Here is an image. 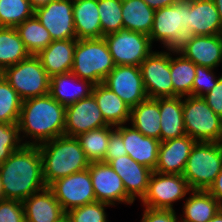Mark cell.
Instances as JSON below:
<instances>
[{"label":"cell","instance_id":"cell-1","mask_svg":"<svg viewBox=\"0 0 222 222\" xmlns=\"http://www.w3.org/2000/svg\"><path fill=\"white\" fill-rule=\"evenodd\" d=\"M65 110L49 93L23 100L18 121L22 143L38 146L64 135Z\"/></svg>","mask_w":222,"mask_h":222},{"label":"cell","instance_id":"cell-2","mask_svg":"<svg viewBox=\"0 0 222 222\" xmlns=\"http://www.w3.org/2000/svg\"><path fill=\"white\" fill-rule=\"evenodd\" d=\"M0 178L4 199L23 202L46 187L38 146L23 145L1 165Z\"/></svg>","mask_w":222,"mask_h":222},{"label":"cell","instance_id":"cell-3","mask_svg":"<svg viewBox=\"0 0 222 222\" xmlns=\"http://www.w3.org/2000/svg\"><path fill=\"white\" fill-rule=\"evenodd\" d=\"M46 186L55 180L88 169L83 149L76 137L58 136L38 145Z\"/></svg>","mask_w":222,"mask_h":222},{"label":"cell","instance_id":"cell-4","mask_svg":"<svg viewBox=\"0 0 222 222\" xmlns=\"http://www.w3.org/2000/svg\"><path fill=\"white\" fill-rule=\"evenodd\" d=\"M115 66L103 37L77 40L71 69L76 77L96 85L103 83Z\"/></svg>","mask_w":222,"mask_h":222},{"label":"cell","instance_id":"cell-5","mask_svg":"<svg viewBox=\"0 0 222 222\" xmlns=\"http://www.w3.org/2000/svg\"><path fill=\"white\" fill-rule=\"evenodd\" d=\"M222 170V143L196 142L188 157L183 177L191 190H208Z\"/></svg>","mask_w":222,"mask_h":222},{"label":"cell","instance_id":"cell-6","mask_svg":"<svg viewBox=\"0 0 222 222\" xmlns=\"http://www.w3.org/2000/svg\"><path fill=\"white\" fill-rule=\"evenodd\" d=\"M188 36V0L155 10L149 34L151 43L159 41L166 50H177Z\"/></svg>","mask_w":222,"mask_h":222},{"label":"cell","instance_id":"cell-7","mask_svg":"<svg viewBox=\"0 0 222 222\" xmlns=\"http://www.w3.org/2000/svg\"><path fill=\"white\" fill-rule=\"evenodd\" d=\"M183 121L186 135L196 142H221L222 118L202 97H183Z\"/></svg>","mask_w":222,"mask_h":222},{"label":"cell","instance_id":"cell-8","mask_svg":"<svg viewBox=\"0 0 222 222\" xmlns=\"http://www.w3.org/2000/svg\"><path fill=\"white\" fill-rule=\"evenodd\" d=\"M1 75L22 100L49 93L50 77L37 55H30L19 63L6 67Z\"/></svg>","mask_w":222,"mask_h":222},{"label":"cell","instance_id":"cell-9","mask_svg":"<svg viewBox=\"0 0 222 222\" xmlns=\"http://www.w3.org/2000/svg\"><path fill=\"white\" fill-rule=\"evenodd\" d=\"M103 38L116 66H140L153 52L150 37L143 33L121 29Z\"/></svg>","mask_w":222,"mask_h":222},{"label":"cell","instance_id":"cell-10","mask_svg":"<svg viewBox=\"0 0 222 222\" xmlns=\"http://www.w3.org/2000/svg\"><path fill=\"white\" fill-rule=\"evenodd\" d=\"M191 188L183 175L161 174L153 171L142 206L152 209L174 210L173 203L190 194Z\"/></svg>","mask_w":222,"mask_h":222},{"label":"cell","instance_id":"cell-11","mask_svg":"<svg viewBox=\"0 0 222 222\" xmlns=\"http://www.w3.org/2000/svg\"><path fill=\"white\" fill-rule=\"evenodd\" d=\"M168 51H153L139 66L144 89L150 99L173 97Z\"/></svg>","mask_w":222,"mask_h":222},{"label":"cell","instance_id":"cell-12","mask_svg":"<svg viewBox=\"0 0 222 222\" xmlns=\"http://www.w3.org/2000/svg\"><path fill=\"white\" fill-rule=\"evenodd\" d=\"M48 187L65 212L96 202L89 169L59 178Z\"/></svg>","mask_w":222,"mask_h":222},{"label":"cell","instance_id":"cell-13","mask_svg":"<svg viewBox=\"0 0 222 222\" xmlns=\"http://www.w3.org/2000/svg\"><path fill=\"white\" fill-rule=\"evenodd\" d=\"M89 173L96 201L105 202L112 206L117 203L131 205L134 200L126 193L121 177L104 162H91Z\"/></svg>","mask_w":222,"mask_h":222},{"label":"cell","instance_id":"cell-14","mask_svg":"<svg viewBox=\"0 0 222 222\" xmlns=\"http://www.w3.org/2000/svg\"><path fill=\"white\" fill-rule=\"evenodd\" d=\"M34 15L48 30L53 41L76 39L73 0H54L37 8Z\"/></svg>","mask_w":222,"mask_h":222},{"label":"cell","instance_id":"cell-15","mask_svg":"<svg viewBox=\"0 0 222 222\" xmlns=\"http://www.w3.org/2000/svg\"><path fill=\"white\" fill-rule=\"evenodd\" d=\"M103 84L116 93L130 108L148 98L139 66L117 65L106 76Z\"/></svg>","mask_w":222,"mask_h":222},{"label":"cell","instance_id":"cell-16","mask_svg":"<svg viewBox=\"0 0 222 222\" xmlns=\"http://www.w3.org/2000/svg\"><path fill=\"white\" fill-rule=\"evenodd\" d=\"M109 126L91 94L66 107L64 135L77 137L81 133Z\"/></svg>","mask_w":222,"mask_h":222},{"label":"cell","instance_id":"cell-17","mask_svg":"<svg viewBox=\"0 0 222 222\" xmlns=\"http://www.w3.org/2000/svg\"><path fill=\"white\" fill-rule=\"evenodd\" d=\"M177 51L198 66L216 69L222 63V34L189 35Z\"/></svg>","mask_w":222,"mask_h":222},{"label":"cell","instance_id":"cell-18","mask_svg":"<svg viewBox=\"0 0 222 222\" xmlns=\"http://www.w3.org/2000/svg\"><path fill=\"white\" fill-rule=\"evenodd\" d=\"M115 129L122 135L127 155L138 164L154 171L158 162L161 141L153 137L144 136L132 125L129 127L123 124L116 126Z\"/></svg>","mask_w":222,"mask_h":222},{"label":"cell","instance_id":"cell-19","mask_svg":"<svg viewBox=\"0 0 222 222\" xmlns=\"http://www.w3.org/2000/svg\"><path fill=\"white\" fill-rule=\"evenodd\" d=\"M110 167L121 177L126 193L135 201L142 200L148 190L152 170L134 161L129 155L111 160Z\"/></svg>","mask_w":222,"mask_h":222},{"label":"cell","instance_id":"cell-20","mask_svg":"<svg viewBox=\"0 0 222 222\" xmlns=\"http://www.w3.org/2000/svg\"><path fill=\"white\" fill-rule=\"evenodd\" d=\"M195 143L196 141L188 135L161 142L154 171L161 174L182 175Z\"/></svg>","mask_w":222,"mask_h":222},{"label":"cell","instance_id":"cell-21","mask_svg":"<svg viewBox=\"0 0 222 222\" xmlns=\"http://www.w3.org/2000/svg\"><path fill=\"white\" fill-rule=\"evenodd\" d=\"M222 22L213 0H188V36L221 35Z\"/></svg>","mask_w":222,"mask_h":222},{"label":"cell","instance_id":"cell-22","mask_svg":"<svg viewBox=\"0 0 222 222\" xmlns=\"http://www.w3.org/2000/svg\"><path fill=\"white\" fill-rule=\"evenodd\" d=\"M22 203L26 222H56L66 214L48 186Z\"/></svg>","mask_w":222,"mask_h":222},{"label":"cell","instance_id":"cell-23","mask_svg":"<svg viewBox=\"0 0 222 222\" xmlns=\"http://www.w3.org/2000/svg\"><path fill=\"white\" fill-rule=\"evenodd\" d=\"M71 85L74 87L73 90ZM93 86L94 84L90 81L78 78L72 72H67L50 78L49 94L67 107L89 97L92 94Z\"/></svg>","mask_w":222,"mask_h":222},{"label":"cell","instance_id":"cell-24","mask_svg":"<svg viewBox=\"0 0 222 222\" xmlns=\"http://www.w3.org/2000/svg\"><path fill=\"white\" fill-rule=\"evenodd\" d=\"M76 42L77 39L52 41L37 55L50 78L71 72Z\"/></svg>","mask_w":222,"mask_h":222},{"label":"cell","instance_id":"cell-25","mask_svg":"<svg viewBox=\"0 0 222 222\" xmlns=\"http://www.w3.org/2000/svg\"><path fill=\"white\" fill-rule=\"evenodd\" d=\"M92 95L108 125L119 126L130 121L131 108L103 83L93 86Z\"/></svg>","mask_w":222,"mask_h":222},{"label":"cell","instance_id":"cell-26","mask_svg":"<svg viewBox=\"0 0 222 222\" xmlns=\"http://www.w3.org/2000/svg\"><path fill=\"white\" fill-rule=\"evenodd\" d=\"M76 39L102 38L98 0H73Z\"/></svg>","mask_w":222,"mask_h":222},{"label":"cell","instance_id":"cell-27","mask_svg":"<svg viewBox=\"0 0 222 222\" xmlns=\"http://www.w3.org/2000/svg\"><path fill=\"white\" fill-rule=\"evenodd\" d=\"M160 141L186 135L183 121V97L159 98Z\"/></svg>","mask_w":222,"mask_h":222},{"label":"cell","instance_id":"cell-28","mask_svg":"<svg viewBox=\"0 0 222 222\" xmlns=\"http://www.w3.org/2000/svg\"><path fill=\"white\" fill-rule=\"evenodd\" d=\"M190 194L186 197L180 222H207L222 208L207 190H191Z\"/></svg>","mask_w":222,"mask_h":222},{"label":"cell","instance_id":"cell-29","mask_svg":"<svg viewBox=\"0 0 222 222\" xmlns=\"http://www.w3.org/2000/svg\"><path fill=\"white\" fill-rule=\"evenodd\" d=\"M130 123L144 136L160 140L159 98H147L131 108Z\"/></svg>","mask_w":222,"mask_h":222},{"label":"cell","instance_id":"cell-30","mask_svg":"<svg viewBox=\"0 0 222 222\" xmlns=\"http://www.w3.org/2000/svg\"><path fill=\"white\" fill-rule=\"evenodd\" d=\"M154 13L143 0H122L123 29L143 33L149 36Z\"/></svg>","mask_w":222,"mask_h":222},{"label":"cell","instance_id":"cell-31","mask_svg":"<svg viewBox=\"0 0 222 222\" xmlns=\"http://www.w3.org/2000/svg\"><path fill=\"white\" fill-rule=\"evenodd\" d=\"M172 54H176L175 58L171 56ZM170 72L173 83V97L192 96V85L196 76V64L186 59L177 50H170Z\"/></svg>","mask_w":222,"mask_h":222},{"label":"cell","instance_id":"cell-32","mask_svg":"<svg viewBox=\"0 0 222 222\" xmlns=\"http://www.w3.org/2000/svg\"><path fill=\"white\" fill-rule=\"evenodd\" d=\"M30 56L15 27H0V72Z\"/></svg>","mask_w":222,"mask_h":222},{"label":"cell","instance_id":"cell-33","mask_svg":"<svg viewBox=\"0 0 222 222\" xmlns=\"http://www.w3.org/2000/svg\"><path fill=\"white\" fill-rule=\"evenodd\" d=\"M15 28L30 55H38L53 41L48 30L35 15Z\"/></svg>","mask_w":222,"mask_h":222},{"label":"cell","instance_id":"cell-34","mask_svg":"<svg viewBox=\"0 0 222 222\" xmlns=\"http://www.w3.org/2000/svg\"><path fill=\"white\" fill-rule=\"evenodd\" d=\"M114 129V126L109 125L81 133L76 137L90 163L104 161L109 138Z\"/></svg>","mask_w":222,"mask_h":222},{"label":"cell","instance_id":"cell-35","mask_svg":"<svg viewBox=\"0 0 222 222\" xmlns=\"http://www.w3.org/2000/svg\"><path fill=\"white\" fill-rule=\"evenodd\" d=\"M22 101L15 89L0 75V123H18Z\"/></svg>","mask_w":222,"mask_h":222},{"label":"cell","instance_id":"cell-36","mask_svg":"<svg viewBox=\"0 0 222 222\" xmlns=\"http://www.w3.org/2000/svg\"><path fill=\"white\" fill-rule=\"evenodd\" d=\"M34 13L29 0H0V27H16Z\"/></svg>","mask_w":222,"mask_h":222},{"label":"cell","instance_id":"cell-37","mask_svg":"<svg viewBox=\"0 0 222 222\" xmlns=\"http://www.w3.org/2000/svg\"><path fill=\"white\" fill-rule=\"evenodd\" d=\"M102 37L123 29L122 0H98Z\"/></svg>","mask_w":222,"mask_h":222},{"label":"cell","instance_id":"cell-38","mask_svg":"<svg viewBox=\"0 0 222 222\" xmlns=\"http://www.w3.org/2000/svg\"><path fill=\"white\" fill-rule=\"evenodd\" d=\"M112 206L105 202H93L75 207L66 212L70 222H109L106 207Z\"/></svg>","mask_w":222,"mask_h":222},{"label":"cell","instance_id":"cell-39","mask_svg":"<svg viewBox=\"0 0 222 222\" xmlns=\"http://www.w3.org/2000/svg\"><path fill=\"white\" fill-rule=\"evenodd\" d=\"M23 145L18 123H0V165Z\"/></svg>","mask_w":222,"mask_h":222},{"label":"cell","instance_id":"cell-40","mask_svg":"<svg viewBox=\"0 0 222 222\" xmlns=\"http://www.w3.org/2000/svg\"><path fill=\"white\" fill-rule=\"evenodd\" d=\"M214 68L196 65V76L192 85V96L202 97L217 83L219 76L214 75Z\"/></svg>","mask_w":222,"mask_h":222},{"label":"cell","instance_id":"cell-41","mask_svg":"<svg viewBox=\"0 0 222 222\" xmlns=\"http://www.w3.org/2000/svg\"><path fill=\"white\" fill-rule=\"evenodd\" d=\"M0 222H26L23 203L18 200H0Z\"/></svg>","mask_w":222,"mask_h":222},{"label":"cell","instance_id":"cell-42","mask_svg":"<svg viewBox=\"0 0 222 222\" xmlns=\"http://www.w3.org/2000/svg\"><path fill=\"white\" fill-rule=\"evenodd\" d=\"M124 155H127V152L125 150L122 135L116 129H114L111 132L107 146V152L103 162L108 164L111 160L117 159L118 157Z\"/></svg>","mask_w":222,"mask_h":222},{"label":"cell","instance_id":"cell-43","mask_svg":"<svg viewBox=\"0 0 222 222\" xmlns=\"http://www.w3.org/2000/svg\"><path fill=\"white\" fill-rule=\"evenodd\" d=\"M144 208L140 222H180L175 210Z\"/></svg>","mask_w":222,"mask_h":222},{"label":"cell","instance_id":"cell-44","mask_svg":"<svg viewBox=\"0 0 222 222\" xmlns=\"http://www.w3.org/2000/svg\"><path fill=\"white\" fill-rule=\"evenodd\" d=\"M202 98L214 113L222 118V75L218 79L216 85Z\"/></svg>","mask_w":222,"mask_h":222},{"label":"cell","instance_id":"cell-45","mask_svg":"<svg viewBox=\"0 0 222 222\" xmlns=\"http://www.w3.org/2000/svg\"><path fill=\"white\" fill-rule=\"evenodd\" d=\"M207 191L214 196L222 206V170Z\"/></svg>","mask_w":222,"mask_h":222},{"label":"cell","instance_id":"cell-46","mask_svg":"<svg viewBox=\"0 0 222 222\" xmlns=\"http://www.w3.org/2000/svg\"><path fill=\"white\" fill-rule=\"evenodd\" d=\"M146 4L151 7L153 10H158L163 7L171 6L180 0H143Z\"/></svg>","mask_w":222,"mask_h":222},{"label":"cell","instance_id":"cell-47","mask_svg":"<svg viewBox=\"0 0 222 222\" xmlns=\"http://www.w3.org/2000/svg\"><path fill=\"white\" fill-rule=\"evenodd\" d=\"M32 8L36 10L37 8L43 7L54 0H29Z\"/></svg>","mask_w":222,"mask_h":222},{"label":"cell","instance_id":"cell-48","mask_svg":"<svg viewBox=\"0 0 222 222\" xmlns=\"http://www.w3.org/2000/svg\"><path fill=\"white\" fill-rule=\"evenodd\" d=\"M207 222H222V208Z\"/></svg>","mask_w":222,"mask_h":222},{"label":"cell","instance_id":"cell-49","mask_svg":"<svg viewBox=\"0 0 222 222\" xmlns=\"http://www.w3.org/2000/svg\"><path fill=\"white\" fill-rule=\"evenodd\" d=\"M215 3V6L217 7V10L219 12V16L222 22V0H213Z\"/></svg>","mask_w":222,"mask_h":222},{"label":"cell","instance_id":"cell-50","mask_svg":"<svg viewBox=\"0 0 222 222\" xmlns=\"http://www.w3.org/2000/svg\"><path fill=\"white\" fill-rule=\"evenodd\" d=\"M3 199H4V190H3V184L0 178V200H3Z\"/></svg>","mask_w":222,"mask_h":222},{"label":"cell","instance_id":"cell-51","mask_svg":"<svg viewBox=\"0 0 222 222\" xmlns=\"http://www.w3.org/2000/svg\"><path fill=\"white\" fill-rule=\"evenodd\" d=\"M56 222H70L68 216L65 214L62 218L57 220Z\"/></svg>","mask_w":222,"mask_h":222}]
</instances>
